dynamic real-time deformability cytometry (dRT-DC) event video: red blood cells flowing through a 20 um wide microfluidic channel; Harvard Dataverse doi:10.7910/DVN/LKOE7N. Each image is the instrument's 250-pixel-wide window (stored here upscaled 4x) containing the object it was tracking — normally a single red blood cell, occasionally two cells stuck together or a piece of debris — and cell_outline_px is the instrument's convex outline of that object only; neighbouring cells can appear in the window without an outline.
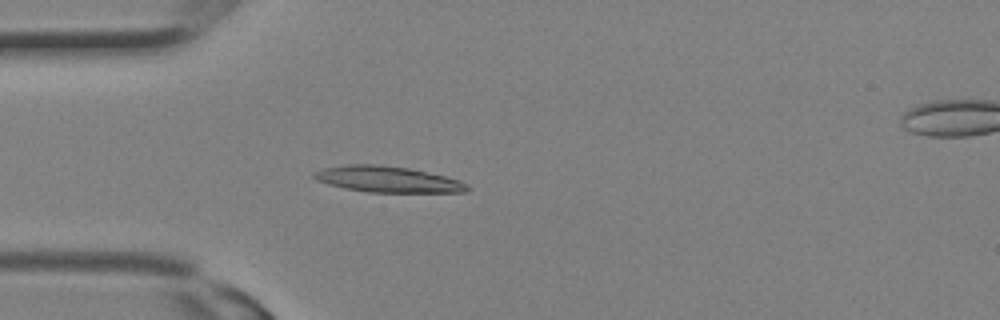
{"species": "Egyptian fruit bat (a non-hibernating species)", "species_latin": "Rousettus aegyptiacus", "temperature_condition": "room temperature", "stored_images_in_passage": 15, "camera_frame_rate_fps": 3000, "um_per_image_px": 0.085, "animal": {"sex": "female"}, "frame": {"image": 1, "passage_image": 9, "time_ms": 2.667, "image_size_px": [1000, 320], "cell_outline_px": [[472, 188], [468, 192], [368, 192], [344, 188], [328, 184], [316, 180], [312, 176], [312, 172], [324, 168], [348, 164], [376, 164], [408, 168], [444, 176], [460, 180], [468, 184]], "centroid_in_image_um": [32.95, 15.24], "position_along_channel_um": 52.0, "area_um2": 23.29}}
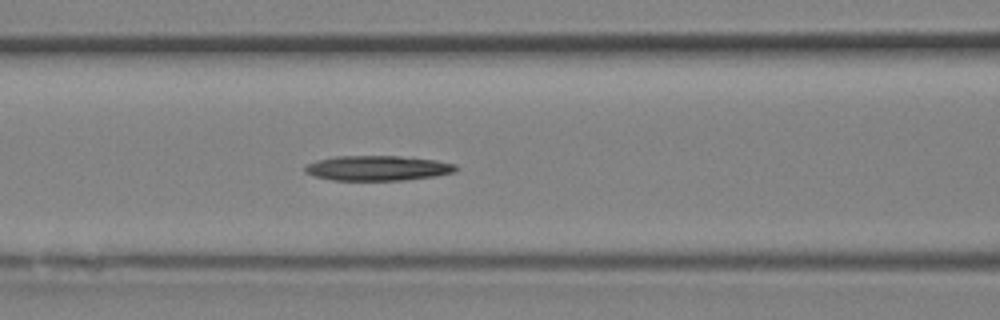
{"frame": {"image": 2, "passage_image": 13, "time_ms": 4.0, "image_size_px": [1000, 320], "cell_outline_px": [[460, 168], [456, 172], [436, 176], [404, 180], [332, 180], [312, 176], [304, 172], [304, 168], [308, 164], [316, 160], [336, 156], [412, 156], [436, 160], [456, 164]], "centroid_in_image_um": [32.15, 14.28], "position_along_channel_um": 134.5, "area_um2": 22.37}}
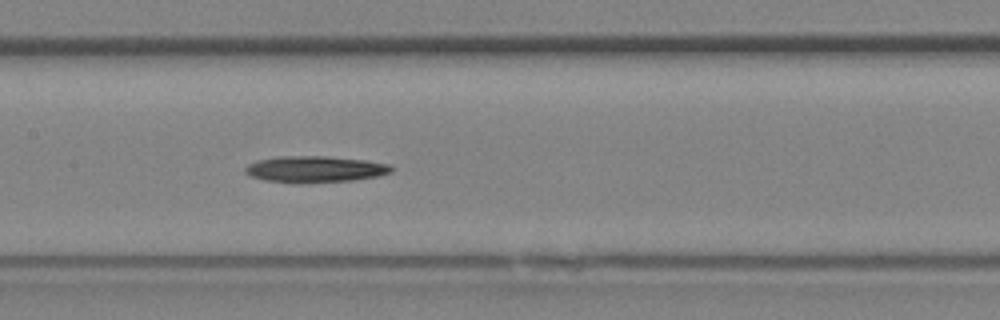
{"frame": {"image": 3, "passage_image": 15, "time_ms": 4.667, "image_size_px": [1000, 320], "cell_outline_px": [[392, 172], [380, 176], [352, 180], [296, 184], [264, 180], [252, 176], [244, 172], [244, 168], [248, 164], [256, 160], [280, 156], [328, 156], [364, 160], [392, 164]], "centroid_in_image_um": [26.77, 14.39], "position_along_channel_um": 180.6, "area_um2": 22.77}}